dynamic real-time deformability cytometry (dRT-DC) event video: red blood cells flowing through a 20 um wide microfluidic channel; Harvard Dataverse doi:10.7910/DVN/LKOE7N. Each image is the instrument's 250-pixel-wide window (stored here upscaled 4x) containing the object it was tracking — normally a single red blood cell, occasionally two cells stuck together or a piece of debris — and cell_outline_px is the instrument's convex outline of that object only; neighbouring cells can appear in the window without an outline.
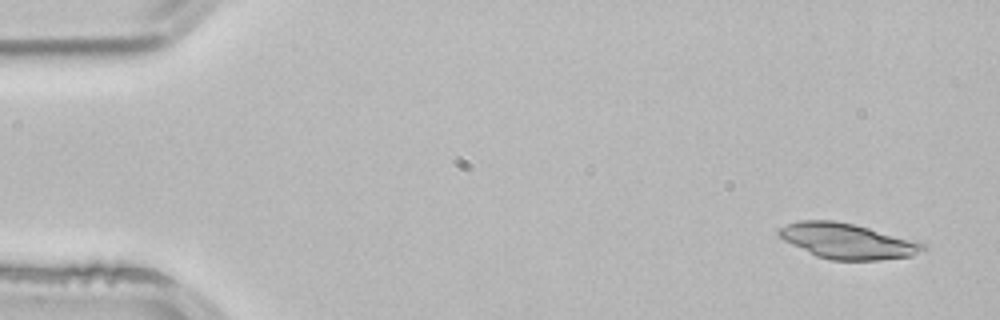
{"species": "common noctule bat (a hibernating species)", "species_latin": "Nyctalus noctula", "temperature_condition": "room temperature", "stored_images_in_passage": 3, "camera_frame_rate_fps": 3000, "um_per_image_px": 0.085, "animal": {"sex": "male", "body_mass_g": 21.5, "forearm_length_mm": 52.0}, "frame": {"image": 1, "passage_image": 1, "time_ms": 0.0, "image_size_px": [1000, 320], "cell_outline_px": [[928, 248], [924, 252], [912, 256], [880, 260], [832, 260], [816, 256], [784, 240], [776, 232], [780, 228], [788, 224], [800, 220], [832, 220], [852, 224], [920, 240]], "centroid_in_image_um": [72.12, 20.5], "position_along_channel_um": 12.9, "area_um2": 29.88}}
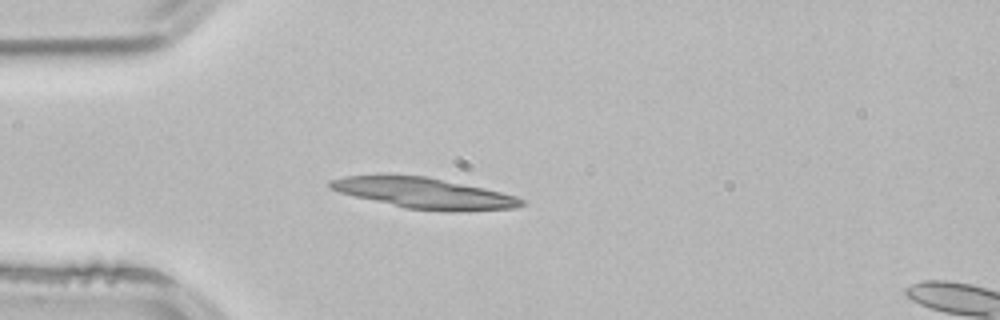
{"frame": {"image": 2, "passage_image": 3, "time_ms": 0.667, "image_size_px": [1000, 320], "cell_outline_px": [[524, 204], [516, 208], [404, 208], [340, 192], [332, 188], [328, 184], [328, 180], [344, 176], [428, 176], [484, 188], [516, 196], [524, 200]], "centroid_in_image_um": [35.97, 16.36], "position_along_channel_um": 49.0, "area_um2": 32.19}}